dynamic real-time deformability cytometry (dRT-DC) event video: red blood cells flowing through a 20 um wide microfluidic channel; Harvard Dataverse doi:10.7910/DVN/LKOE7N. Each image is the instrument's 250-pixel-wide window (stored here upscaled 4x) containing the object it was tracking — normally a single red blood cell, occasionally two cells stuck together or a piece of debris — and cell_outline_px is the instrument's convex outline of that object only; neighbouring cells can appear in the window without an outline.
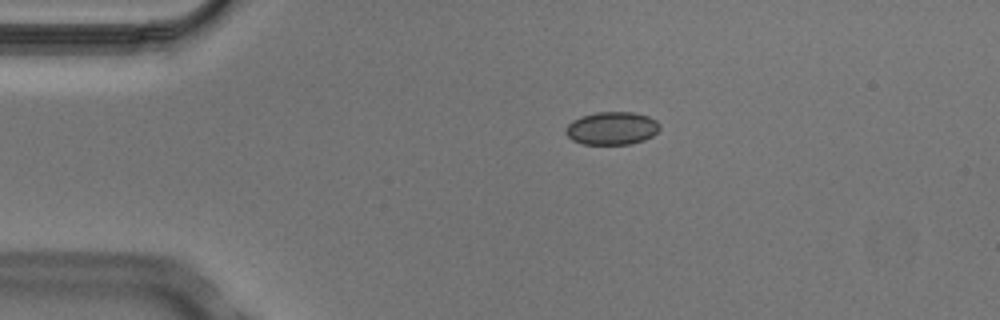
{"species": "Egyptian fruit bat (a non-hibernating species)", "species_latin": "Rousettus aegyptiacus", "temperature_condition": "cold", "stored_images_in_passage": 4, "camera_frame_rate_fps": 3000, "um_per_image_px": 0.085, "animal": {"sex": "male"}, "frame": {"image": 1, "passage_image": 3, "time_ms": 0.667, "image_size_px": [1000, 320], "cell_outline_px": [[660, 128], [652, 136], [644, 140], [632, 144], [584, 144], [572, 140], [564, 132], [564, 128], [572, 120], [580, 116], [596, 112], [632, 112], [648, 116], [656, 120], [660, 124]], "centroid_in_image_um": [51.99, 10.9], "position_along_channel_um": 33.0, "area_um2": 18.21}}